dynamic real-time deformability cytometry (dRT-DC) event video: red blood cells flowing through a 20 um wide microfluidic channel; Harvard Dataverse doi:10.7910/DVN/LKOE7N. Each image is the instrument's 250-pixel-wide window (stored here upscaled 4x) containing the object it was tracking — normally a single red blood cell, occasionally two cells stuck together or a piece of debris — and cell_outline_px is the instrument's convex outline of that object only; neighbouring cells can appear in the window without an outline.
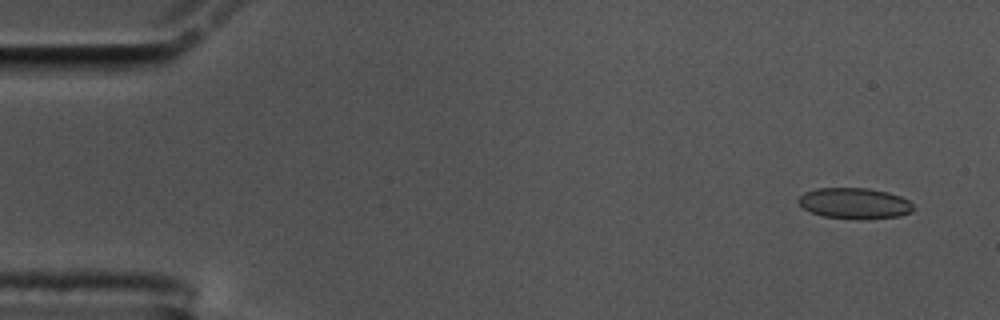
{"species": "common noctule bat (a hibernating species)", "species_latin": "Nyctalus noctula", "temperature_condition": "cold", "stored_images_in_passage": 57, "camera_frame_rate_fps": 3000, "um_per_image_px": 0.085, "animal": {"sex": "male", "body_mass_g": 17.5, "forearm_length_mm": 52.3}, "frame": {"image": 1, "passage_image": 4, "time_ms": 1.0, "image_size_px": [1000, 320], "cell_outline_px": [[912, 212], [900, 216], [864, 220], [856, 220], [824, 216], [812, 212], [804, 208], [796, 200], [804, 192], [816, 188], [868, 188], [888, 192], [900, 196], [908, 200], [912, 204]], "centroid_in_image_um": [72.64, 17.29], "position_along_channel_um": 12.4, "area_um2": 20.87}}
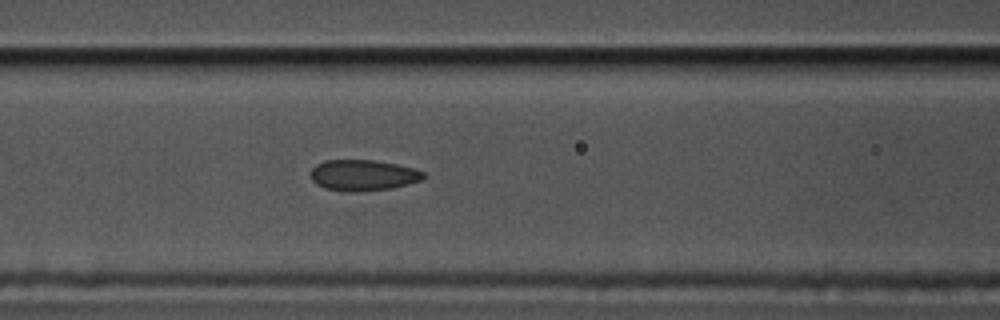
{"frame": {"image": 2, "passage_image": 24, "time_ms": 7.667, "image_size_px": [1000, 320], "cell_outline_px": [[428, 176], [420, 180], [408, 184], [392, 188], [324, 188], [316, 184], [312, 180], [312, 168], [316, 164], [324, 160], [376, 160], [396, 164], [412, 168], [424, 172]], "centroid_in_image_um": [30.9, 14.83], "position_along_channel_um": 135.7, "area_um2": 19.31}}
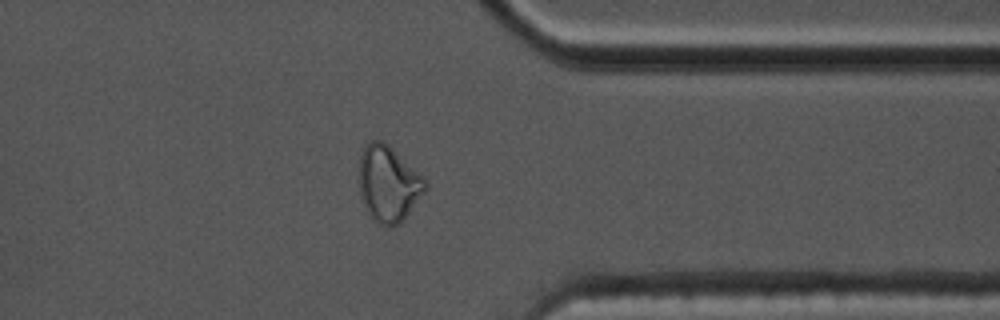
{"frame": {"image": 3, "passage_image": 45, "time_ms": 14.667, "image_size_px": [1000, 320], "cell_outline_px": [[428, 188], [404, 220], [400, 224], [380, 224], [372, 220], [364, 208], [360, 200], [356, 180], [356, 176], [360, 156], [364, 144], [372, 140], [384, 140], [428, 184]], "centroid_in_image_um": [32.92, 15.62], "position_along_channel_um": 378.5, "area_um2": 29.77}, "authors_computed_cell_mechanics": {"area_um2": 20.9814, "velocity_mm_per_s": 3.5675, "shape_relaxation_time_tau1_ms": null, "shape_relaxation_time_tau2_ms": 1.3897, "deformation_change_tau1": null, "deformation_change_tau2": 0.0614}}